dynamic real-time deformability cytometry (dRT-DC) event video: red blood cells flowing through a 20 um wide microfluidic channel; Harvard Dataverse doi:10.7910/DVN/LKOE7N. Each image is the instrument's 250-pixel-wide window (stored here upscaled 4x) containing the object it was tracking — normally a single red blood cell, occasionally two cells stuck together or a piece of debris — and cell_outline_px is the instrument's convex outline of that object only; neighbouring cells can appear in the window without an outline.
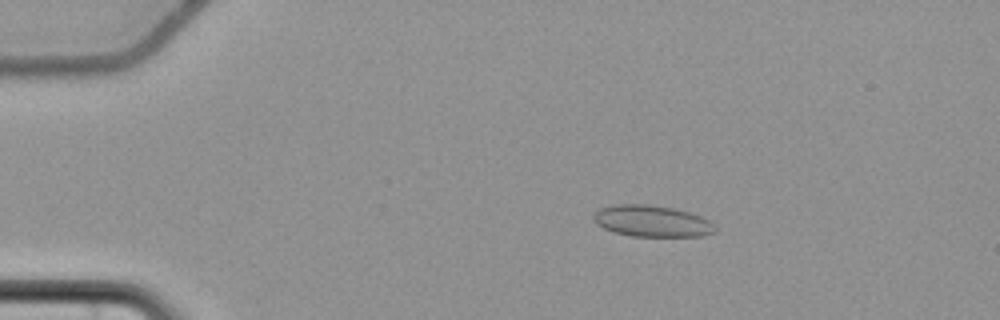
{"species": "common noctule bat (a hibernating species)", "species_latin": "Nyctalus noctula", "temperature_condition": "cold", "stored_images_in_passage": 53, "camera_frame_rate_fps": 3000, "um_per_image_px": 0.085, "animal": {"sex": "female", "body_mass_g": 22.7, "forearm_length_mm": 54.2}, "frame": {"image": 1, "passage_image": 7, "time_ms": 2.0, "image_size_px": [1000, 320], "cell_outline_px": [[716, 232], [704, 236], [632, 236], [612, 232], [596, 224], [592, 216], [600, 208], [612, 204], [648, 204], [672, 208], [688, 212], [700, 216], [716, 224]], "centroid_in_image_um": [55.41, 18.79], "position_along_channel_um": 29.6, "area_um2": 22.43}}
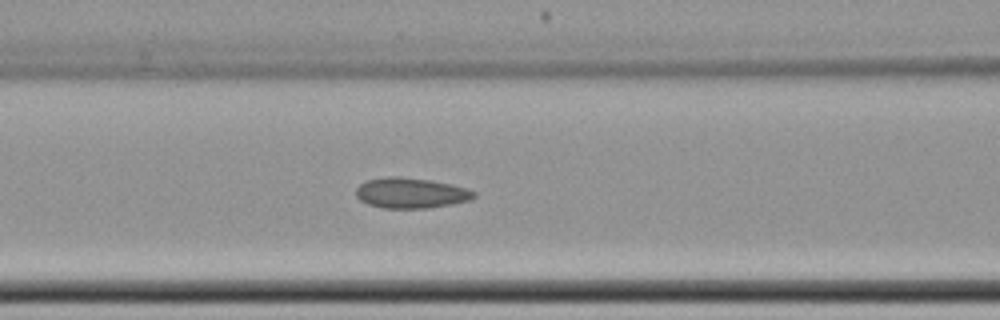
{"frame": {"image": 2, "passage_image": 21, "time_ms": 6.667, "image_size_px": [1000, 320], "cell_outline_px": [[476, 196], [472, 200], [452, 204], [428, 208], [384, 208], [368, 204], [360, 200], [356, 196], [356, 188], [364, 180], [388, 176], [396, 176], [428, 180], [452, 184], [476, 192]], "centroid_in_image_um": [34.91, 16.4], "position_along_channel_um": 131.7, "area_um2": 20.98}}
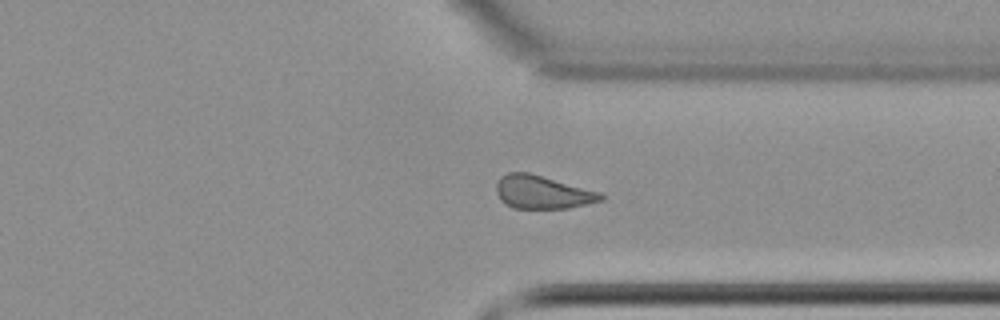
{"frame": {"image": 3, "passage_image": 40, "time_ms": 13.0, "image_size_px": [1000, 320], "cell_outline_px": [[604, 200], [568, 208], [512, 208], [500, 200], [496, 192], [496, 184], [500, 176], [508, 172], [528, 172], [600, 192], [604, 196]], "centroid_in_image_um": [46.07, 16.33], "position_along_channel_um": 365.3, "area_um2": 20.17}, "authors_computed_cell_mechanics": {"area_um2": 20.808, "velocity_mm_per_s": 3.6803, "shape_relaxation_time_tau1_ms": null, "shape_relaxation_time_tau2_ms": 3.2314, "deformation_change_tau1": null, "deformation_change_tau2": 0.084}}